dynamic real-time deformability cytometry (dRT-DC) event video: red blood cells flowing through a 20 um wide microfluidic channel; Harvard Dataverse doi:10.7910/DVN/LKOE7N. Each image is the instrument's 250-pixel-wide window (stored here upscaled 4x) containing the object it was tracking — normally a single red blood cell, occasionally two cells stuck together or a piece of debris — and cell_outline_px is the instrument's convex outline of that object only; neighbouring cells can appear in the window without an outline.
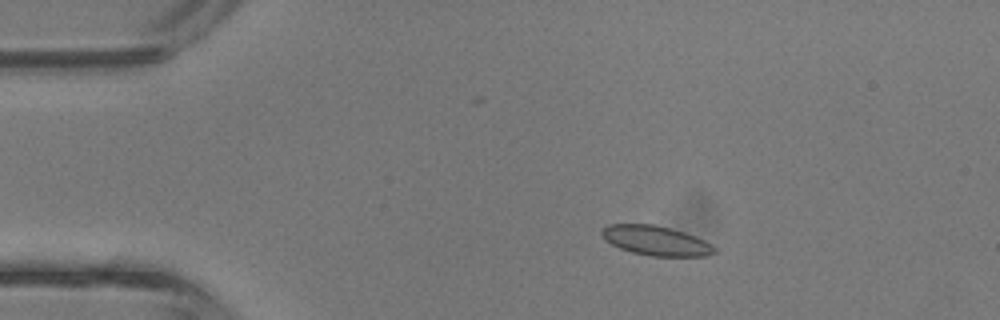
{"species": "common noctule bat (a hibernating species)", "species_latin": "Nyctalus noctula", "temperature_condition": "room temperature", "stored_images_in_passage": 3, "camera_frame_rate_fps": 3000, "um_per_image_px": 0.085, "animal": {"sex": "male", "body_mass_g": 13.3}, "frame": {"image": 1, "passage_image": 2, "time_ms": 0.333, "image_size_px": [1000, 320], "cell_outline_px": [[716, 252], [708, 256], [652, 256], [632, 252], [620, 248], [604, 240], [600, 232], [608, 224], [652, 224], [684, 232], [704, 240], [712, 244], [716, 248]], "centroid_in_image_um": [55.75, 20.46], "position_along_channel_um": 29.2, "area_um2": 19.36}}